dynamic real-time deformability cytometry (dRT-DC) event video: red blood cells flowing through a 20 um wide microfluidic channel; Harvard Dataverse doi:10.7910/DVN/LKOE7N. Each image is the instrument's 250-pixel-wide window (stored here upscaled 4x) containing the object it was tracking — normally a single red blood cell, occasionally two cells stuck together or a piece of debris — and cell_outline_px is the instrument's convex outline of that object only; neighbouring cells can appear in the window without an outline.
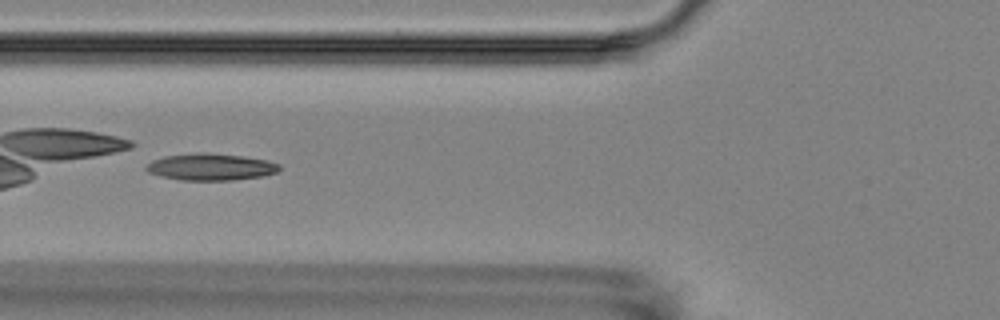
{"species": "Egyptian fruit bat (a non-hibernating species)", "species_latin": "Rousettus aegyptiacus", "temperature_condition": "room temperature", "stored_images_in_passage": 14, "camera_frame_rate_fps": 3000, "um_per_image_px": 0.085, "animal": {"sex": "female"}, "frame": {"image": 1, "passage_image": 7, "time_ms": 7.0, "image_size_px": [1000, 320], "cell_outline_px": [[280, 168], [276, 172], [260, 176], [232, 180], [180, 180], [160, 176], [148, 172], [144, 168], [152, 160], [164, 156], [204, 152], [240, 156], [268, 160], [280, 164]], "centroid_in_image_um": [17.88, 14.19], "position_along_channel_um": 107.9, "area_um2": 20.63}, "authors_computed_cell_mechanics": {"area_um2": 20.4612, "velocity_mm_per_s": 3.5634, "shape_relaxation_time_tau1_ms": null, "shape_relaxation_time_tau2_ms": 2.9036, "deformation_change_tau1": null, "deformation_change_tau2": 0.097}}